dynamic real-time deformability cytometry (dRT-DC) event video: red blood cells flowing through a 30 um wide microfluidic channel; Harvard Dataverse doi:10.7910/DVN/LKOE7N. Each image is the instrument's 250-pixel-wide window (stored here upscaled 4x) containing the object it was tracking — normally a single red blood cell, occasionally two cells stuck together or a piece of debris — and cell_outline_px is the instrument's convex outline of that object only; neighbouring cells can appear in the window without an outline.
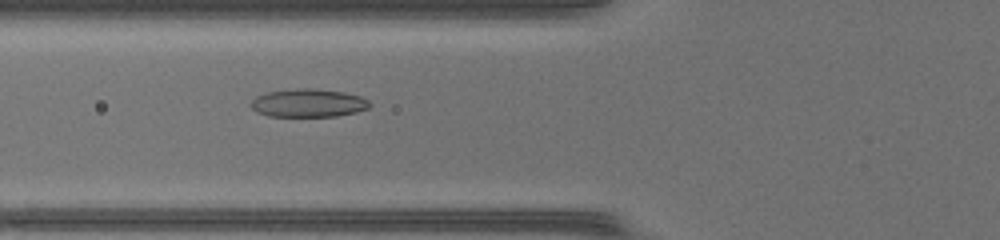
{"species": "common noctule bat (a hibernating species)", "species_latin": "Nyctalus noctula", "temperature_condition": "warm", "stored_images_in_passage": 37, "camera_frame_rate_fps": 3000, "um_per_image_px": 0.085, "animal": {"sex": "female", "body_mass_g": 17.0, "forearm_length_mm": 48.0}, "frame": {"image": 1, "passage_image": 8, "time_ms": 2.333, "image_size_px": [1000, 240], "cell_outline_px": [[372, 104], [368, 108], [356, 112], [336, 116], [268, 116], [256, 112], [252, 108], [252, 100], [256, 96], [268, 92], [296, 88], [316, 88], [344, 92], [360, 96], [368, 100]], "centroid_in_image_um": [26.22, 8.75], "position_along_channel_um": 99.6, "area_um2": 19.54}}
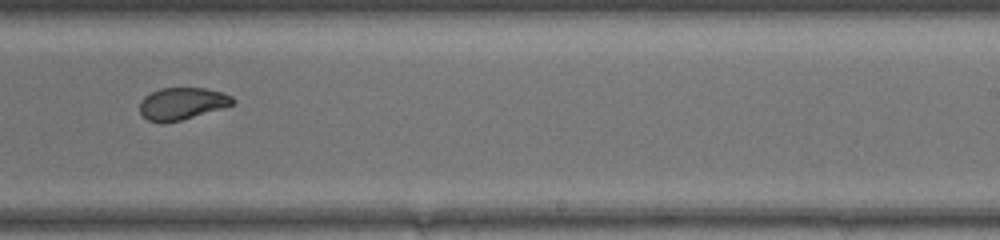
{"frame": {"image": 2, "passage_image": 20, "time_ms": 6.333, "image_size_px": [1000, 240], "cell_outline_px": [[236, 100], [232, 104], [220, 108], [180, 120], [164, 124], [160, 124], [148, 120], [140, 112], [140, 100], [144, 96], [160, 88], [204, 88], [220, 92], [232, 96]], "centroid_in_image_um": [15.42, 8.81], "position_along_channel_um": 273.6, "area_um2": 17.22}}
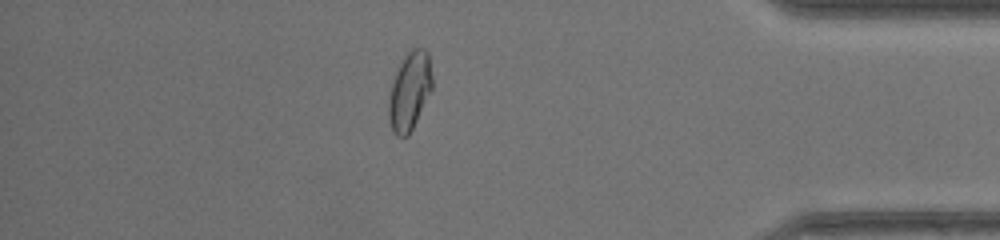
{"frame": {"image": 3, "passage_image": 31, "time_ms": 10.0, "image_size_px": [1000, 240], "cell_outline_px": [[432, 88], [408, 136], [396, 136], [392, 132], [388, 120], [388, 100], [392, 80], [404, 56], [412, 48], [424, 48], [428, 52], [432, 76]], "centroid_in_image_um": [34.79, 7.74], "position_along_channel_um": 400.4, "area_um2": 19.77}, "authors_computed_cell_mechanics": {"area_um2": 19.074, "velocity_mm_per_s": 4.3487, "shape_relaxation_time_tau1_ms": 6.1492, "shape_relaxation_time_tau2_ms": 0.9585, "deformation_change_tau1": 0.2015, "deformation_change_tau2": 0.0517}}